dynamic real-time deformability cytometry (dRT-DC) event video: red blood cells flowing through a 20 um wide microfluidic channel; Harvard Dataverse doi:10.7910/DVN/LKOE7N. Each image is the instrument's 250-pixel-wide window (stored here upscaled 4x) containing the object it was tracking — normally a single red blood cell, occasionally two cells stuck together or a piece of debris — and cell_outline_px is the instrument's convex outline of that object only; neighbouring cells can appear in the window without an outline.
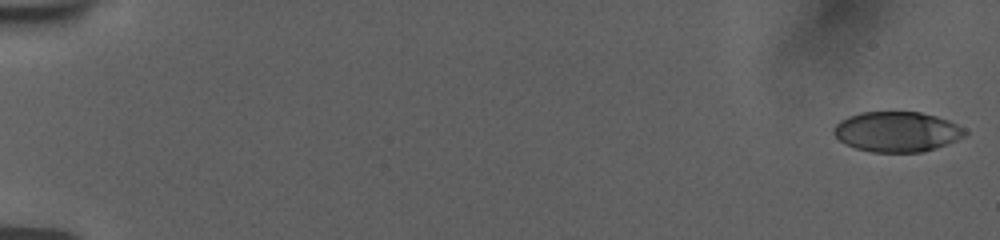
{"species": "human", "species_latin": "Homo sapiens", "temperature_condition": "room temperature", "stored_images_in_passage": 18, "camera_frame_rate_fps": 3000, "um_per_image_px": 0.085, "donor": {"sex": "female"}, "frame": {"image": 1, "passage_image": 1, "time_ms": 0.0, "image_size_px": [1000, 240], "cell_outline_px": [[968, 132], [964, 136], [948, 144], [936, 148], [920, 152], [872, 152], [856, 148], [844, 144], [832, 132], [832, 128], [840, 120], [848, 116], [860, 112], [920, 112], [936, 116], [948, 120], [964, 128]], "centroid_in_image_um": [76.22, 11.19], "position_along_channel_um": 8.8, "area_um2": 30.81}}
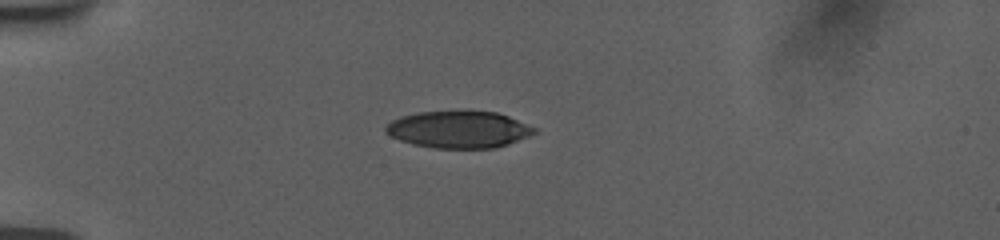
{"frame": {"image": 2, "passage_image": 16, "time_ms": 5.0, "image_size_px": [1000, 240], "cell_outline_px": [[536, 132], [528, 136], [508, 144], [496, 148], [432, 148], [412, 144], [400, 140], [384, 132], [384, 128], [392, 120], [400, 116], [416, 112], [460, 108], [468, 108], [496, 112], [508, 116], [536, 128]], "centroid_in_image_um": [38.96, 10.96], "position_along_channel_um": 46.0, "area_um2": 33.0}}